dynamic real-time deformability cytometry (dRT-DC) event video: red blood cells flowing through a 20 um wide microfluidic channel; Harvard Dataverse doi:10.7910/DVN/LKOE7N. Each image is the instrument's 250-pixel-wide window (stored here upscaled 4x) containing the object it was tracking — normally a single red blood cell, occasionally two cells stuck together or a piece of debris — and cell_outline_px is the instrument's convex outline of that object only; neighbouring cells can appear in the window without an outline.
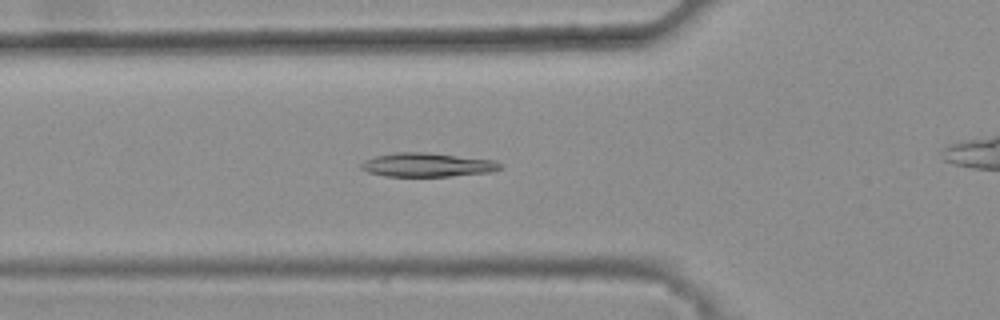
{"species": "common noctule bat (a hibernating species)", "species_latin": "Nyctalus noctula", "temperature_condition": "warm", "stored_images_in_passage": 46, "camera_frame_rate_fps": 3000, "um_per_image_px": 0.085, "animal": {"sex": "female", "body_mass_g": 25.1}, "frame": {"image": 1, "passage_image": 17, "time_ms": 5.333, "image_size_px": [1000, 320], "cell_outline_px": [[504, 168], [492, 172], [452, 176], [384, 176], [368, 172], [360, 168], [360, 164], [364, 160], [376, 156], [396, 152], [424, 152], [496, 160], [504, 164]], "centroid_in_image_um": [36.37, 14.01], "position_along_channel_um": 89.4, "area_um2": 19.54}}
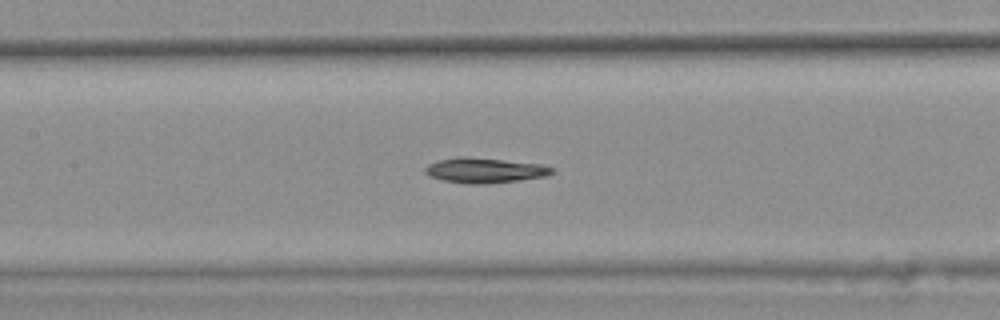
{"frame": {"image": 2, "passage_image": 23, "time_ms": 7.333, "image_size_px": [1000, 320], "cell_outline_px": [[552, 172], [544, 176], [488, 184], [468, 184], [444, 180], [428, 176], [424, 172], [424, 168], [428, 164], [440, 160], [460, 156], [464, 156], [540, 164], [552, 168]], "centroid_in_image_um": [41.11, 14.48], "position_along_channel_um": 166.3, "area_um2": 18.21}}
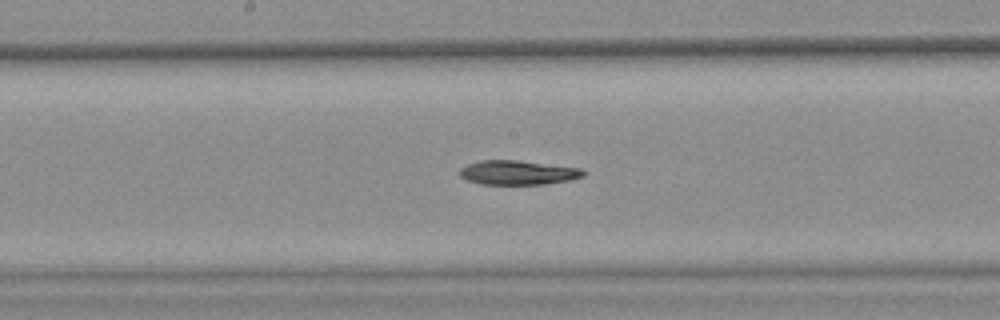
{"frame": {"image": 3, "passage_image": 26, "time_ms": 8.333, "image_size_px": [1000, 320], "cell_outline_px": [[584, 176], [572, 180], [544, 184], [480, 184], [468, 180], [460, 176], [460, 168], [468, 164], [480, 160], [516, 160], [580, 168], [584, 172]], "centroid_in_image_um": [44.01, 14.67], "position_along_channel_um": 204.2, "area_um2": 17.4}}